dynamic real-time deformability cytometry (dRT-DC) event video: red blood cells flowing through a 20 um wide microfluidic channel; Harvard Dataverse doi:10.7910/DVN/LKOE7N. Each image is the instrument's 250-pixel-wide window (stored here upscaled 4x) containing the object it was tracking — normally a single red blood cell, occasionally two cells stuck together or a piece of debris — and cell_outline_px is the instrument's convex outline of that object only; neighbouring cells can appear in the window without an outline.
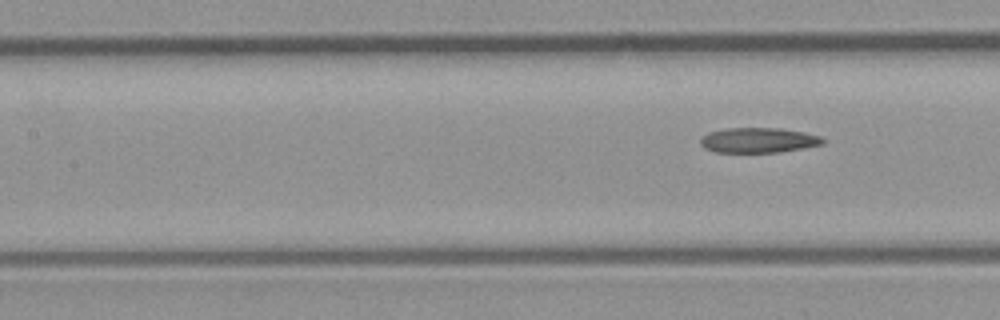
{"species": "common noctule bat (a hibernating species)", "species_latin": "Nyctalus noctula", "temperature_condition": "room temperature", "stored_images_in_passage": 8, "segment_of_instrument_passage": [2, 2], "camera_frame_rate_fps": 3000, "um_per_image_px": 0.085, "animal": {"sex": "male", "body_mass_g": 23.1, "forearm_length_mm": 52.7}, "frame": {"image": 1, "passage_image": 8, "time_ms": 8.0, "image_size_px": [1000, 320], "cell_outline_px": [[824, 144], [780, 152], [712, 152], [704, 148], [700, 144], [700, 140], [708, 132], [724, 128], [780, 128], [804, 132], [820, 136], [824, 140]], "centroid_in_image_um": [64.44, 11.92], "position_along_channel_um": 143.0, "area_um2": 17.92}}